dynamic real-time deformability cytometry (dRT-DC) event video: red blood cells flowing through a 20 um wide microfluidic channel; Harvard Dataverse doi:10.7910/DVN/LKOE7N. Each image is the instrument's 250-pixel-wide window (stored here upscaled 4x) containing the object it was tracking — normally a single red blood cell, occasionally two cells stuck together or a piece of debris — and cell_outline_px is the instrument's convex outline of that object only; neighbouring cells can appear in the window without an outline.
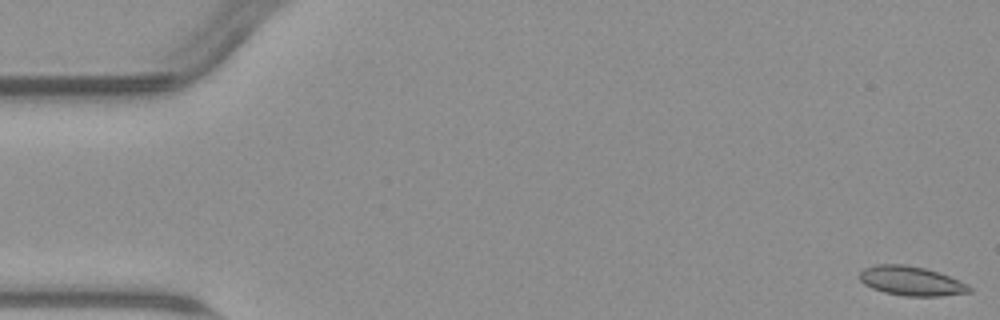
{"species": "common noctule bat (a hibernating species)", "species_latin": "Nyctalus noctula", "temperature_condition": "warm", "stored_images_in_passage": 14, "camera_frame_rate_fps": 3000, "um_per_image_px": 0.085, "animal": {"sex": "male", "body_mass_g": 23.1, "forearm_length_mm": 52.7}, "frame": {"image": 1, "passage_image": 1, "time_ms": 0.0, "image_size_px": [1000, 320], "cell_outline_px": [[972, 292], [940, 296], [904, 296], [884, 292], [872, 288], [864, 284], [860, 280], [860, 272], [864, 268], [876, 264], [904, 264], [924, 268], [948, 276], [968, 284], [972, 288]], "centroid_in_image_um": [77.45, 23.89], "position_along_channel_um": 7.6, "area_um2": 18.67}}
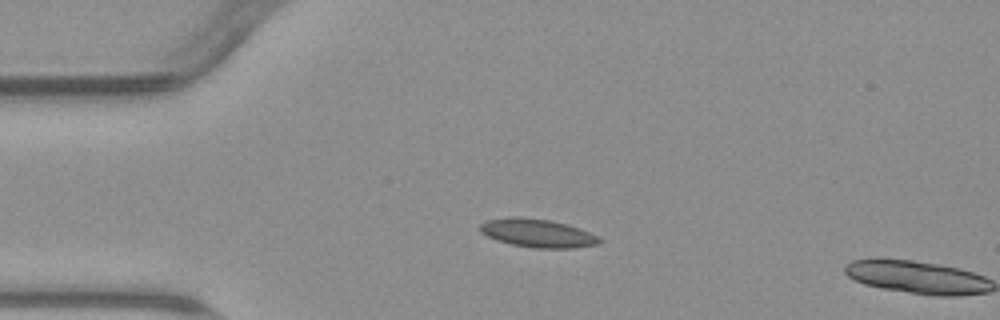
{"frame": {"image": 2, "passage_image": 13, "time_ms": 4.0, "image_size_px": [1000, 320], "cell_outline_px": [[604, 240], [600, 244], [576, 248], [532, 248], [512, 244], [496, 240], [480, 232], [480, 224], [488, 220], [508, 216], [520, 216], [548, 220], [580, 228]], "centroid_in_image_um": [45.69, 19.82], "position_along_channel_um": 39.3, "area_um2": 19.77}}